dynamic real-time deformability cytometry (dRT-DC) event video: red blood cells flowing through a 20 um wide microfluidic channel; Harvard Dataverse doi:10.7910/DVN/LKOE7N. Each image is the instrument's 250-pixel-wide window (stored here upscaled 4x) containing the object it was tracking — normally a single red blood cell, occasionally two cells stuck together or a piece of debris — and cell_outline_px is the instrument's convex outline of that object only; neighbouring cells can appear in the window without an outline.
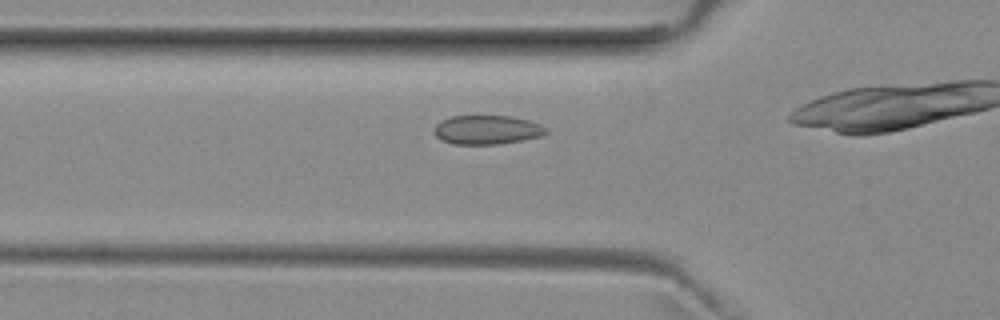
{"species": "common noctule bat (a hibernating species)", "species_latin": "Nyctalus noctula", "temperature_condition": "room temperature", "stored_images_in_passage": 19, "camera_frame_rate_fps": 3000, "um_per_image_px": 0.085, "animal": {"sex": "female", "body_mass_g": 29.2, "forearm_length_mm": 56.3}, "frame": {"image": 1, "passage_image": 11, "time_ms": 3.333, "image_size_px": [1000, 320], "cell_outline_px": [[548, 132], [540, 136], [520, 140], [496, 144], [456, 144], [440, 140], [436, 136], [436, 124], [440, 120], [452, 116], [512, 116], [528, 120], [540, 124], [548, 128]], "centroid_in_image_um": [41.4, 11.02], "position_along_channel_um": 84.4, "area_um2": 18.79}}
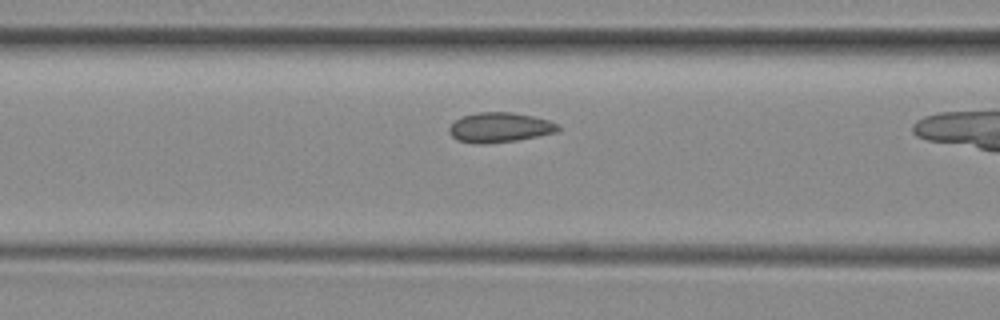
{"frame": {"image": 2, "passage_image": 14, "time_ms": 4.333, "image_size_px": [1000, 320], "cell_outline_px": [[560, 128], [556, 132], [516, 140], [480, 144], [476, 144], [456, 140], [448, 132], [448, 128], [456, 120], [464, 116], [476, 112], [512, 112], [532, 116], [548, 120], [556, 124]], "centroid_in_image_um": [42.43, 10.83], "position_along_channel_um": 124.2, "area_um2": 18.73}}